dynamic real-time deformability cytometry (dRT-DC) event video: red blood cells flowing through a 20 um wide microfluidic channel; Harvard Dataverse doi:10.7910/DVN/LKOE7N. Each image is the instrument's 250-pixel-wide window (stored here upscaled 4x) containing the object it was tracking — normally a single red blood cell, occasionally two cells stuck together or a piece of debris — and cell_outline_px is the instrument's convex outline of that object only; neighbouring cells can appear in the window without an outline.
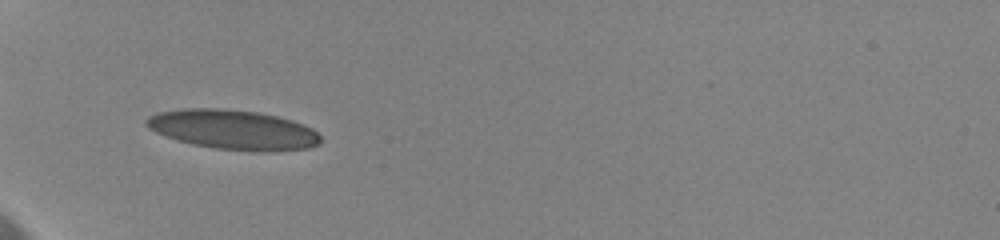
{"species": "human", "species_latin": "Homo sapiens", "temperature_condition": "cold", "stored_images_in_passage": 39, "camera_frame_rate_fps": 3000, "um_per_image_px": 0.085, "donor": {"sex": "female"}, "frame": {"image": 1, "passage_image": 6, "time_ms": 2.333, "image_size_px": [1000, 240], "cell_outline_px": [[320, 144], [308, 148], [268, 152], [260, 152], [216, 148], [192, 144], [176, 140], [156, 132], [148, 128], [144, 124], [144, 120], [148, 116], [156, 112], [184, 108], [216, 108], [256, 112], [276, 116], [292, 120], [304, 124], [312, 128], [320, 136]], "centroid_in_image_um": [19.79, 11.02], "position_along_channel_um": 65.2, "area_um2": 40.4}}
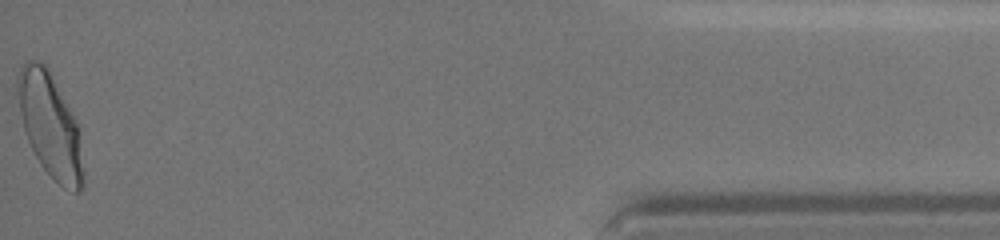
{"frame": {"image": 2, "passage_image": 39, "time_ms": 14.667, "image_size_px": [1000, 240], "cell_outline_px": [[84, 184], [80, 192], [72, 192], [64, 188], [40, 164], [28, 140], [24, 128], [20, 112], [16, 88], [16, 76], [20, 68], [28, 60], [40, 60], [48, 68], [80, 128], [84, 172]], "centroid_in_image_um": [4.28, 10.66], "position_along_channel_um": 430.9, "area_um2": 39.77}, "authors_computed_cell_mechanics": {"area_um2": 36.9342, "velocity_mm_per_s": 3.5705, "shape_relaxation_time_tau1_ms": 5.871, "shape_relaxation_time_tau2_ms": 0.7363, "deformation_change_tau1": 0.169, "deformation_change_tau2": 0.0471}}